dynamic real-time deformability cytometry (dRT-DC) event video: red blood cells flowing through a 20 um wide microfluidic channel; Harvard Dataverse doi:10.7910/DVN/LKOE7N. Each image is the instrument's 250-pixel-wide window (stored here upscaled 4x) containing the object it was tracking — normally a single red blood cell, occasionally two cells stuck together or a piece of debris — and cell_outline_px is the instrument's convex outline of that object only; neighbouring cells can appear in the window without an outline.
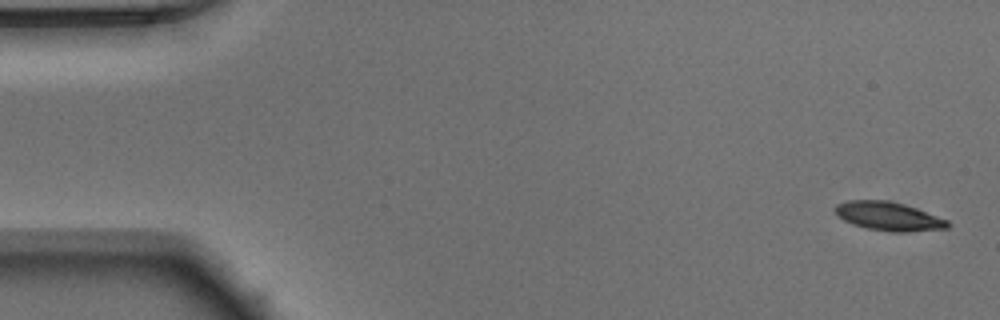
{"species": "Egyptian fruit bat (a non-hibernating species)", "species_latin": "Rousettus aegyptiacus", "temperature_condition": "warm", "stored_images_in_passage": 12, "camera_frame_rate_fps": 3000, "um_per_image_px": 0.085, "animal": {"sex": "male"}, "frame": {"image": 1, "passage_image": 1, "time_ms": 0.0, "image_size_px": [1000, 320], "cell_outline_px": [[952, 224], [948, 228], [908, 232], [892, 232], [868, 228], [852, 224], [844, 220], [832, 208], [836, 204], [848, 200], [888, 200], [904, 204], [916, 208], [948, 220]], "centroid_in_image_um": [75.54, 18.38], "position_along_channel_um": 9.5, "area_um2": 18.84}}